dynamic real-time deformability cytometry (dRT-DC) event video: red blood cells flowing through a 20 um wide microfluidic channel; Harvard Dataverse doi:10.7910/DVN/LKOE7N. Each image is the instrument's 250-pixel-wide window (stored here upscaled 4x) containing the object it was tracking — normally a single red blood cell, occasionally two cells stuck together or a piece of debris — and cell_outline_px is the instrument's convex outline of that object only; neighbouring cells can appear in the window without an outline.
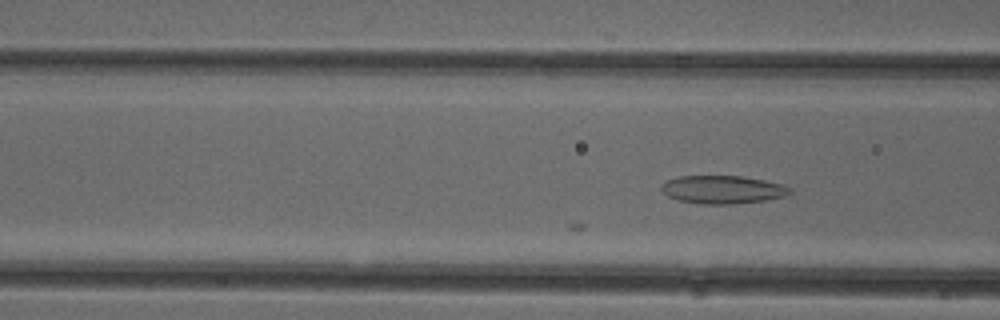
{"species": "common noctule bat (a hibernating species)", "species_latin": "Nyctalus noctula", "temperature_condition": "cold", "stored_images_in_passage": 3, "camera_frame_rate_fps": 3000, "um_per_image_px": 0.085, "animal": {"sex": "female"}, "frame": {"image": 1, "passage_image": 3, "time_ms": 0.667, "image_size_px": [1000, 320], "cell_outline_px": [[792, 192], [788, 196], [764, 200], [736, 204], [704, 204], [680, 200], [668, 196], [660, 188], [668, 180], [680, 176], [744, 176], [784, 184], [792, 188]], "centroid_in_image_um": [61.51, 16.11], "position_along_channel_um": 105.1, "area_um2": 21.04}}